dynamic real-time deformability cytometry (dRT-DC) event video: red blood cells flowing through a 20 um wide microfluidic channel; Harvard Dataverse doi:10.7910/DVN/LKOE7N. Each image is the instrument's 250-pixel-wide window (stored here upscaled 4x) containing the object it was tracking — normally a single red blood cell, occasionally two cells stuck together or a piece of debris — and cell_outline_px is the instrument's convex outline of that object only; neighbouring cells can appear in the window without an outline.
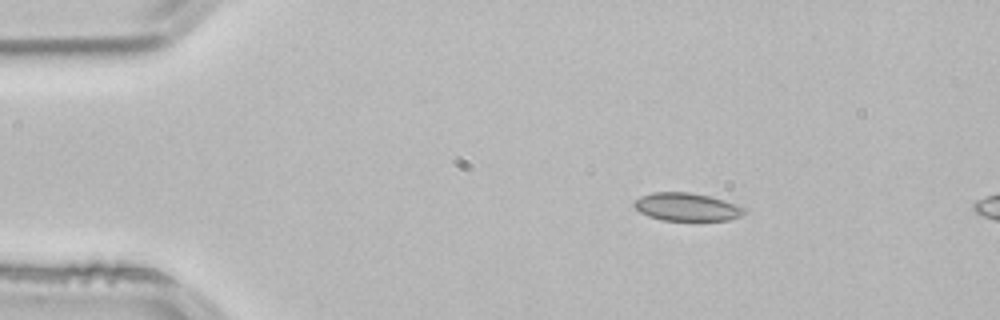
{"species": "common noctule bat (a hibernating species)", "species_latin": "Nyctalus noctula", "temperature_condition": "room temperature", "stored_images_in_passage": 13, "camera_frame_rate_fps": 3000, "um_per_image_px": 0.085, "animal": {"sex": "male", "body_mass_g": 21.5, "forearm_length_mm": 52.0}, "frame": {"image": 1, "passage_image": 8, "time_ms": 2.333, "image_size_px": [1000, 320], "cell_outline_px": [[748, 212], [740, 216], [728, 220], [660, 220], [648, 216], [640, 212], [632, 204], [640, 196], [652, 192], [688, 192], [708, 196], [736, 204], [744, 208]], "centroid_in_image_um": [58.36, 17.59], "position_along_channel_um": 26.6, "area_um2": 17.86}}